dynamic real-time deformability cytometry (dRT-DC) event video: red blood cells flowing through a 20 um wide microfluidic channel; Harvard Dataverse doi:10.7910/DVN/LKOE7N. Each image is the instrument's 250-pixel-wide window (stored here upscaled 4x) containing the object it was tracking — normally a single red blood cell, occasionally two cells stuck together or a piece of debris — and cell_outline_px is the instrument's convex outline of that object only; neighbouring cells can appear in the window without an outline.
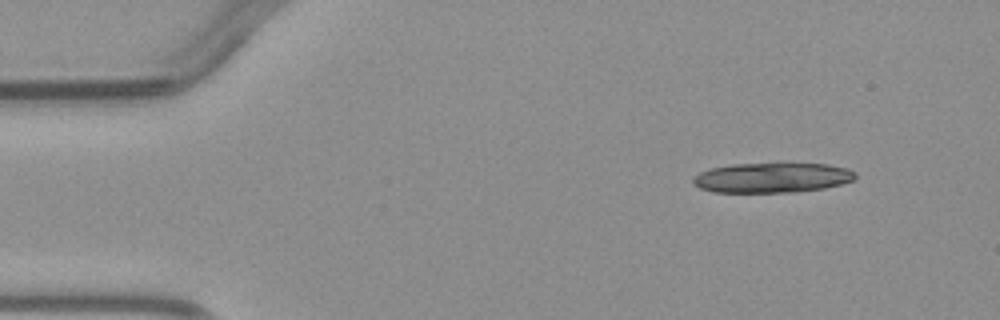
{"species": "common noctule bat (a hibernating species)", "species_latin": "Nyctalus noctula", "temperature_condition": "warm", "stored_images_in_passage": 4, "camera_frame_rate_fps": 3000, "um_per_image_px": 0.085, "animal": {"sex": "male", "body_mass_g": 23.1, "forearm_length_mm": 52.7}, "frame": {"image": 1, "passage_image": 1, "time_ms": 0.0, "image_size_px": [1000, 320], "cell_outline_px": [[856, 180], [824, 188], [796, 192], [712, 192], [700, 188], [692, 184], [692, 180], [700, 172], [712, 168], [732, 164], [828, 164], [848, 168], [856, 172]], "centroid_in_image_um": [65.66, 15.11], "position_along_channel_um": 19.3, "area_um2": 28.26}}
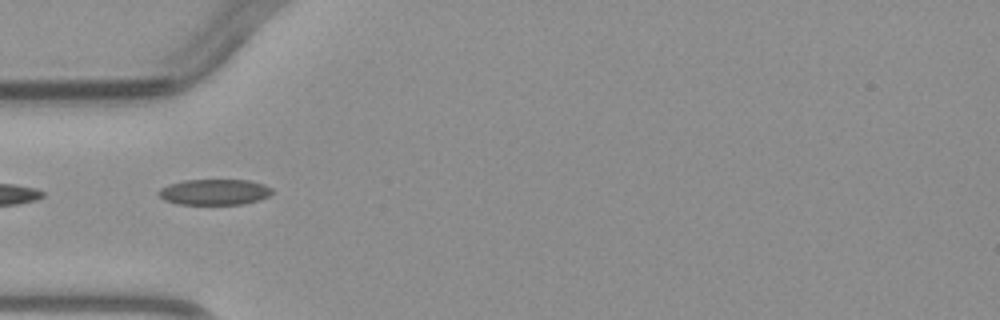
{"frame": {"image": 2, "passage_image": 4, "time_ms": 3.333, "image_size_px": [1000, 320], "cell_outline_px": [[272, 192], [268, 196], [260, 200], [244, 204], [176, 204], [164, 200], [156, 192], [160, 188], [168, 184], [184, 180], [248, 180], [264, 184], [272, 188]], "centroid_in_image_um": [18.21, 16.32], "position_along_channel_um": 66.8, "area_um2": 17.17}}